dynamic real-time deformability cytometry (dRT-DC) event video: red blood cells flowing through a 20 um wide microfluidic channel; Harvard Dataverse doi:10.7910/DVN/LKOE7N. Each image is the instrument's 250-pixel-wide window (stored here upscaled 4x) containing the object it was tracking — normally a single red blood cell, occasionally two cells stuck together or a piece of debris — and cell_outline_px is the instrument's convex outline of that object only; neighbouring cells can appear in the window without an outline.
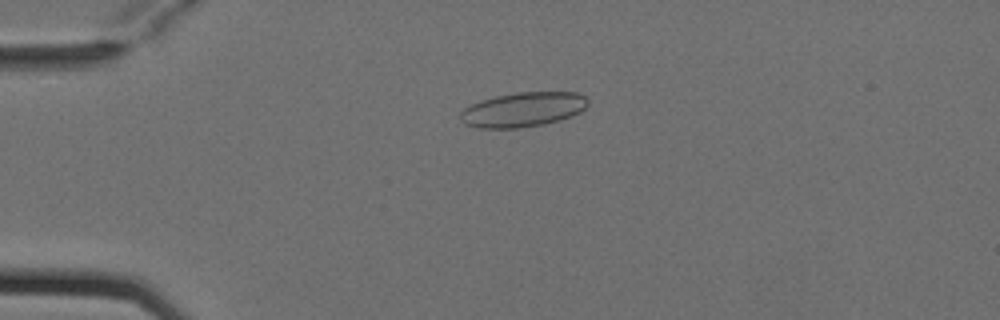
{"species": "Egyptian fruit bat (a non-hibernating species)", "species_latin": "Rousettus aegyptiacus", "temperature_condition": "cold", "stored_images_in_passage": 6, "camera_frame_rate_fps": 3000, "um_per_image_px": 0.085, "animal": {"sex": "female"}, "frame": {"image": 1, "passage_image": 4, "time_ms": 1.0, "image_size_px": [1000, 320], "cell_outline_px": [[588, 104], [580, 112], [572, 116], [560, 120], [544, 124], [516, 128], [480, 128], [464, 124], [460, 120], [460, 112], [464, 108], [480, 100], [496, 96], [516, 92], [576, 92], [584, 96], [588, 100]], "centroid_in_image_um": [44.44, 9.31], "position_along_channel_um": 40.6, "area_um2": 25.78}}
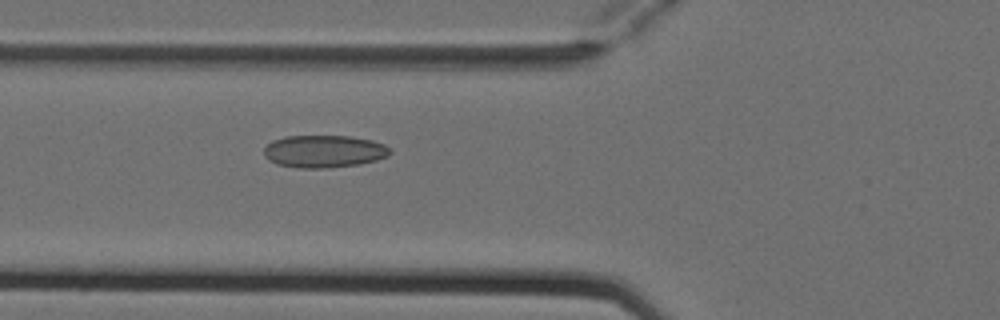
{"frame": {"image": 2, "passage_image": 6, "time_ms": 1.667, "image_size_px": [1000, 320], "cell_outline_px": [[392, 152], [388, 156], [376, 160], [360, 164], [328, 168], [296, 168], [276, 164], [268, 160], [264, 156], [264, 148], [272, 140], [284, 136], [348, 136], [372, 140], [384, 144]], "centroid_in_image_um": [27.51, 12.87], "position_along_channel_um": 98.3, "area_um2": 24.04}}